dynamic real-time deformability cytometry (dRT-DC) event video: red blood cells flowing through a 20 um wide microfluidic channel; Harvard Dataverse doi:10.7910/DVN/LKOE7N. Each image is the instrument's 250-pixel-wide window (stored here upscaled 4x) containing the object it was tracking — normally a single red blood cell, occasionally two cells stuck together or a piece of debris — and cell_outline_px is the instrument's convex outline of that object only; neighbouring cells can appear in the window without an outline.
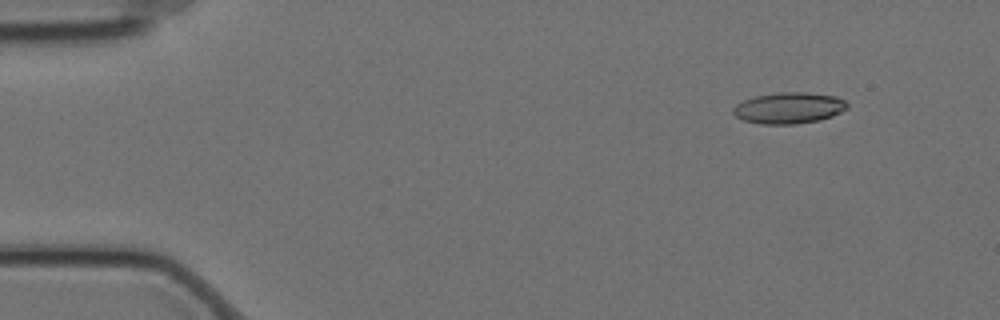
{"species": "Egyptian fruit bat (a non-hibernating species)", "species_latin": "Rousettus aegyptiacus", "temperature_condition": "cold", "stored_images_in_passage": 5, "camera_frame_rate_fps": 3000, "um_per_image_px": 0.085, "animal": {"sex": "female"}, "frame": {"image": 1, "passage_image": 2, "time_ms": 0.333, "image_size_px": [1000, 320], "cell_outline_px": [[848, 108], [832, 116], [820, 120], [796, 124], [760, 124], [744, 120], [736, 116], [732, 112], [732, 108], [736, 104], [744, 100], [756, 96], [780, 92], [804, 92], [836, 96], [844, 100], [848, 104]], "centroid_in_image_um": [67.06, 9.18], "position_along_channel_um": 17.9, "area_um2": 20.75}}
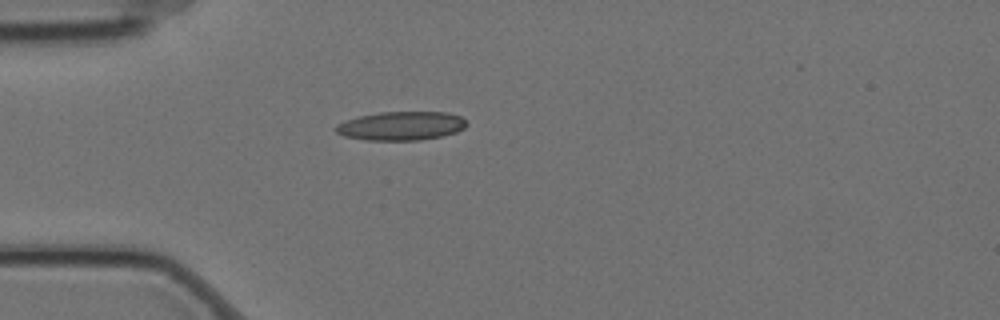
{"frame": {"image": 2, "passage_image": 5, "time_ms": 1.333, "image_size_px": [1000, 320], "cell_outline_px": [[468, 124], [464, 128], [456, 132], [440, 136], [420, 140], [364, 140], [344, 136], [336, 132], [332, 128], [336, 124], [360, 116], [380, 112], [448, 112], [460, 116]], "centroid_in_image_um": [34.08, 10.7], "position_along_channel_um": 50.9, "area_um2": 21.91}}